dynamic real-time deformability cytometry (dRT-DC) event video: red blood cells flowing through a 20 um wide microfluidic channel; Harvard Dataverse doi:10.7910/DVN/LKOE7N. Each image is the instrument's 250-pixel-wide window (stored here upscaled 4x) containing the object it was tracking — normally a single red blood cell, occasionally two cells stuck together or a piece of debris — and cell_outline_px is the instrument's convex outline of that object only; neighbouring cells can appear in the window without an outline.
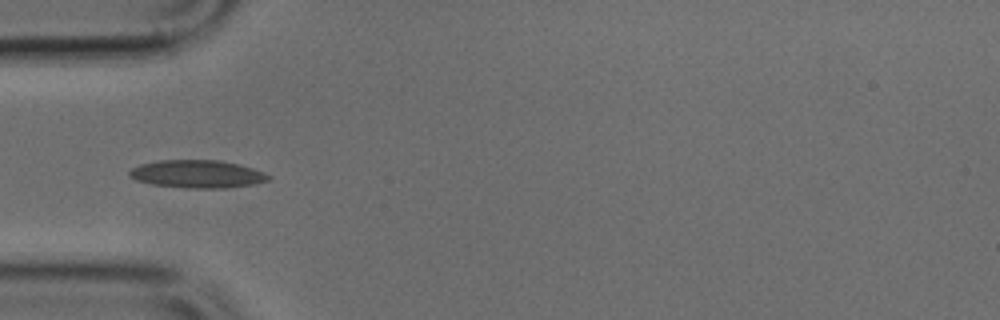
{"species": "common noctule bat (a hibernating species)", "species_latin": "Nyctalus noctula", "temperature_condition": "cold", "stored_images_in_passage": 34, "camera_frame_rate_fps": 3000, "um_per_image_px": 0.085, "animal": {"sex": "male", "body_mass_g": 17.9, "forearm_length_mm": 54.2}, "frame": {"image": 1, "passage_image": 6, "time_ms": 1.667, "image_size_px": [1000, 320], "cell_outline_px": [[272, 176], [268, 180], [256, 184], [224, 188], [184, 188], [152, 184], [136, 180], [128, 176], [128, 172], [132, 168], [140, 164], [160, 160], [220, 160], [252, 168], [264, 172]], "centroid_in_image_um": [16.76, 14.79], "position_along_channel_um": 68.2, "area_um2": 22.6}}